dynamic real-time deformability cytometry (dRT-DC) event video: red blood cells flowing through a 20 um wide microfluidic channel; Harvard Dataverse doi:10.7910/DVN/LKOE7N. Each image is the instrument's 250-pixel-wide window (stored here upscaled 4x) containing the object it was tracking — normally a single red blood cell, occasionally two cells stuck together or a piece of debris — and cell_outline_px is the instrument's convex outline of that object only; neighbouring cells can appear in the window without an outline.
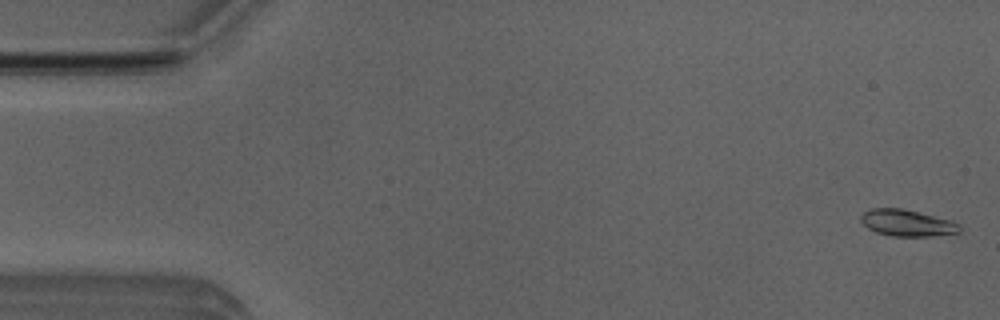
{"species": "Egyptian fruit bat (a non-hibernating species)", "species_latin": "Rousettus aegyptiacus", "temperature_condition": "room temperature", "stored_images_in_passage": 51, "camera_frame_rate_fps": 3000, "um_per_image_px": 0.085, "animal": {"sex": "male"}, "frame": {"image": 1, "passage_image": 1, "time_ms": 0.0, "image_size_px": [1000, 320], "cell_outline_px": [[960, 232], [928, 236], [892, 236], [876, 232], [868, 228], [860, 220], [860, 216], [864, 212], [872, 208], [904, 208], [952, 220], [960, 224]], "centroid_in_image_um": [77.11, 18.94], "position_along_channel_um": 7.9, "area_um2": 15.32}}
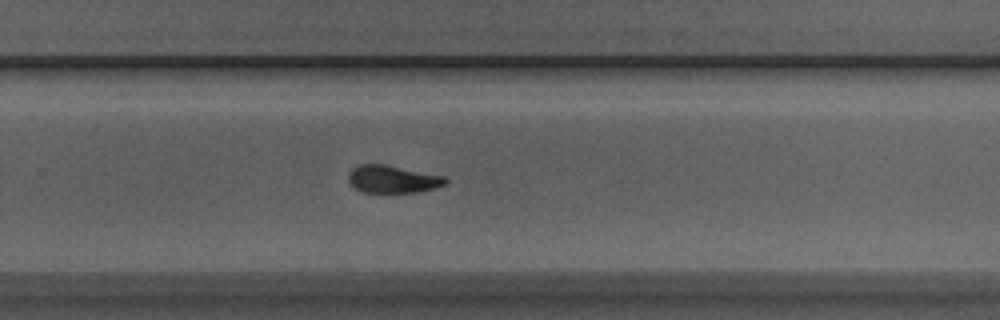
{"frame": {"image": 2, "passage_image": 33, "time_ms": 10.667, "image_size_px": [1000, 320], "cell_outline_px": [[448, 184], [436, 188], [416, 192], [360, 192], [348, 180], [348, 172], [352, 168], [360, 164], [384, 164], [444, 176], [448, 180]], "centroid_in_image_um": [33.38, 15.23], "position_along_channel_um": 296.4, "area_um2": 15.61}}
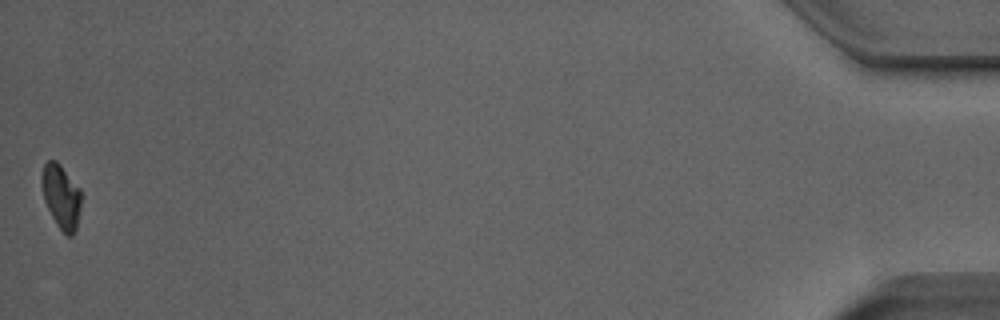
{"frame": {"image": 3, "passage_image": 51, "time_ms": 16.667, "image_size_px": [1000, 320], "cell_outline_px": [[80, 208], [76, 228], [72, 236], [68, 236], [56, 224], [44, 200], [40, 184], [40, 180], [44, 164], [48, 160], [56, 160], [60, 164], [80, 188]], "centroid_in_image_um": [5.18, 16.67], "position_along_channel_um": 430.0, "area_um2": 14.68}, "authors_computed_cell_mechanics": {"area_um2": 15.6638, "velocity_mm_per_s": 3.9546, "shape_relaxation_time_tau1_ms": 4.2256, "shape_relaxation_time_tau2_ms": 2.1313, "deformation_change_tau1": 0.1533, "deformation_change_tau2": 0.0711}}